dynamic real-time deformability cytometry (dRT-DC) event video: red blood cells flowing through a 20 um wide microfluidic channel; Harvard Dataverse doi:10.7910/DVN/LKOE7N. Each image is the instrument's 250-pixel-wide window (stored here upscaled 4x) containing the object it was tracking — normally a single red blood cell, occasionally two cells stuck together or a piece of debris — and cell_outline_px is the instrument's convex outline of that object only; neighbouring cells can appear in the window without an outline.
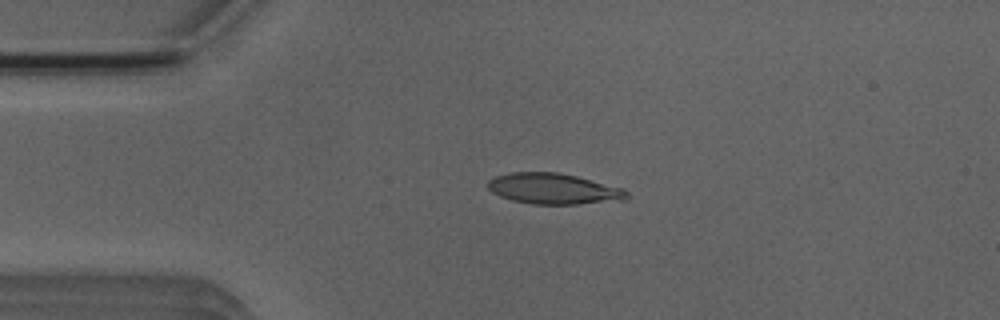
{"species": "Egyptian fruit bat (a non-hibernating species)", "species_latin": "Rousettus aegyptiacus", "temperature_condition": "room temperature", "stored_images_in_passage": 2, "camera_frame_rate_fps": 3000, "um_per_image_px": 0.085, "animal": {"sex": "male"}, "frame": {"image": 1, "passage_image": 1, "time_ms": 0.0, "image_size_px": [1000, 320], "cell_outline_px": [[628, 196], [624, 200], [576, 204], [532, 204], [512, 200], [500, 196], [492, 192], [488, 188], [488, 180], [496, 176], [508, 172], [560, 172], [624, 188], [628, 192]], "centroid_in_image_um": [47.05, 16.04], "position_along_channel_um": 38.0, "area_um2": 24.97}}